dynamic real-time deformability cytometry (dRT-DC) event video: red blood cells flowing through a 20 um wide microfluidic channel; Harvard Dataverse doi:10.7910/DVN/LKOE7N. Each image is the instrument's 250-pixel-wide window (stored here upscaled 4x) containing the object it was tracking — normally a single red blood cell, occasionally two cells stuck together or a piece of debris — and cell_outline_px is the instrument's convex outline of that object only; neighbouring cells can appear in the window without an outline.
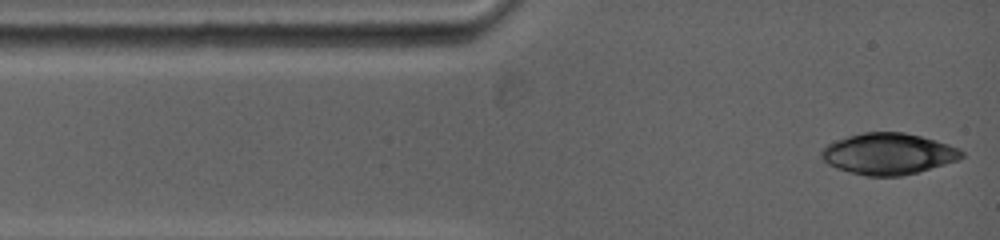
{"species": "common noctule bat (a hibernating species)", "species_latin": "Nyctalus noctula", "temperature_condition": "warm", "stored_images_in_passage": 3, "camera_frame_rate_fps": 5000, "um_per_image_px": 0.085, "animal": {"sex": "female", "body_mass_g": 19.0, "forearm_length_mm": 53.3}, "frame": {"image": 1, "passage_image": 1, "time_ms": 0.0, "image_size_px": [1000, 240], "cell_outline_px": [[964, 156], [960, 160], [916, 172], [900, 176], [868, 176], [848, 172], [836, 168], [828, 164], [820, 156], [820, 152], [828, 144], [836, 140], [848, 136], [864, 132], [904, 132], [936, 140], [960, 148], [964, 152]], "centroid_in_image_um": [75.52, 13.07], "position_along_channel_um": 9.5, "area_um2": 33.76}}